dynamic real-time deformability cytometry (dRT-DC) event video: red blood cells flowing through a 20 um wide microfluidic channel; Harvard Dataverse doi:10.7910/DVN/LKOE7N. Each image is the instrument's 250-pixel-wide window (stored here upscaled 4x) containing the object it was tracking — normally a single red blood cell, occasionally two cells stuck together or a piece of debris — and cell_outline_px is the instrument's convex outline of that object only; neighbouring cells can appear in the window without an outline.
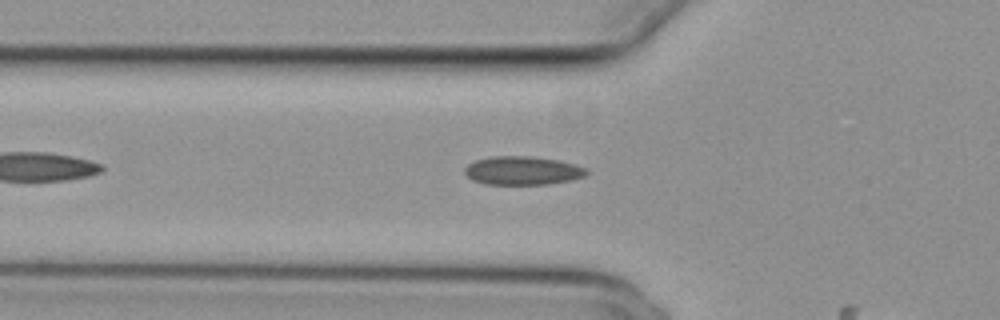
{"species": "common noctule bat (a hibernating species)", "species_latin": "Nyctalus noctula", "temperature_condition": "cold", "stored_images_in_passage": 36, "camera_frame_rate_fps": 3000, "um_per_image_px": 0.085, "animal": {"sex": "female", "body_mass_g": 29.2, "forearm_length_mm": 56.3}, "frame": {"image": 1, "passage_image": 5, "time_ms": 1.333, "image_size_px": [1000, 320], "cell_outline_px": [[588, 172], [584, 176], [572, 180], [548, 184], [484, 184], [472, 180], [464, 172], [464, 168], [468, 164], [476, 160], [492, 156], [528, 156], [560, 160], [584, 168]], "centroid_in_image_um": [44.38, 14.5], "position_along_channel_um": 81.4, "area_um2": 20.17}}
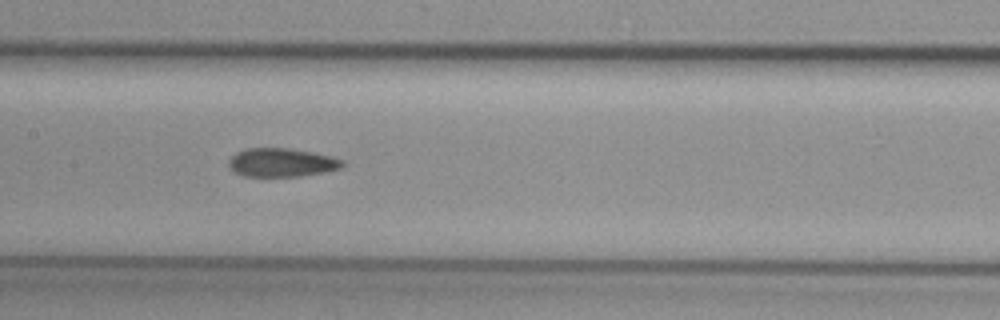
{"frame": {"image": 2, "passage_image": 13, "time_ms": 4.0, "image_size_px": [1000, 320], "cell_outline_px": [[344, 164], [340, 168], [324, 172], [300, 176], [244, 176], [228, 168], [228, 160], [236, 152], [248, 148], [288, 148], [312, 152], [344, 160]], "centroid_in_image_um": [23.9, 13.81], "position_along_channel_um": 183.5, "area_um2": 18.84}}
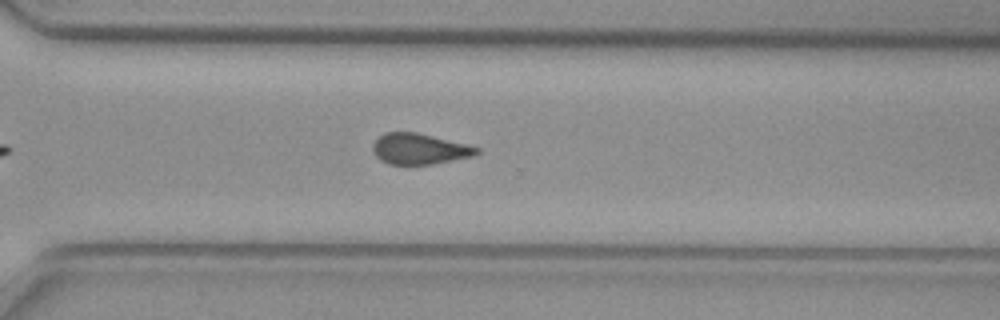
{"frame": {"image": 3, "passage_image": 25, "time_ms": 8.0, "image_size_px": [1000, 320], "cell_outline_px": [[480, 152], [472, 156], [432, 164], [388, 164], [380, 160], [376, 156], [372, 148], [372, 144], [384, 132], [416, 132], [480, 148]], "centroid_in_image_um": [35.61, 12.66], "position_along_channel_um": 335.0, "area_um2": 18.38}}